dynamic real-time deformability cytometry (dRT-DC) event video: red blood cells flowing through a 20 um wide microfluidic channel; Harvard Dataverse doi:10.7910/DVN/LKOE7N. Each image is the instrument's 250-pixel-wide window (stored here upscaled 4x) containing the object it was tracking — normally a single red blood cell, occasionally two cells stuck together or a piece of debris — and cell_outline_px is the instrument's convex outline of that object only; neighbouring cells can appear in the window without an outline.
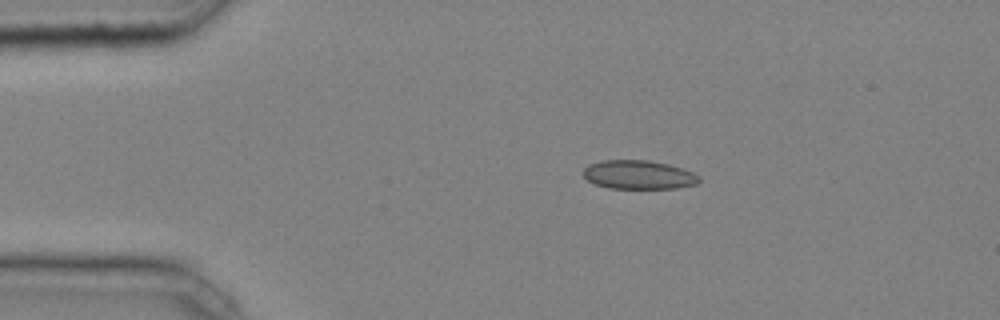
{"species": "common noctule bat (a hibernating species)", "species_latin": "Nyctalus noctula", "temperature_condition": "cold", "stored_images_in_passage": 3, "camera_frame_rate_fps": 3000, "um_per_image_px": 0.085, "animal": {"sex": "male", "body_mass_g": 20.4}, "frame": {"image": 1, "passage_image": 3, "time_ms": 0.667, "image_size_px": [1000, 320], "cell_outline_px": [[700, 180], [696, 184], [676, 188], [608, 188], [596, 184], [588, 180], [580, 172], [588, 164], [600, 160], [648, 160], [668, 164], [692, 172], [700, 176]], "centroid_in_image_um": [54.24, 14.84], "position_along_channel_um": 30.8, "area_um2": 19.48}}